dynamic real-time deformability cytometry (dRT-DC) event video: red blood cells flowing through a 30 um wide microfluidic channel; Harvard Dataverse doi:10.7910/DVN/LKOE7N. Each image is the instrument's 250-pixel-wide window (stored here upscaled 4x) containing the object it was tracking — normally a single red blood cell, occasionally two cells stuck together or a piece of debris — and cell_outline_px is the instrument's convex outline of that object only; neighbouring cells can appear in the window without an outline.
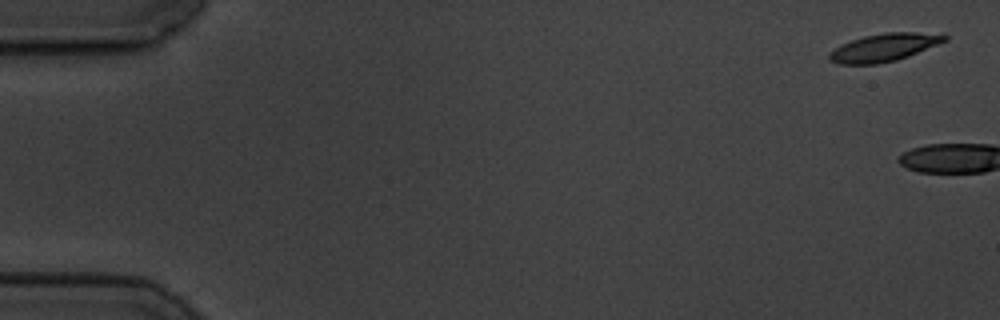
{"species": "common noctule bat (a hibernating species)", "species_latin": "Nyctalus noctula", "temperature_condition": "cold", "stored_images_in_passage": 6, "camera_frame_rate_fps": 3000, "um_per_image_px": 0.085, "animal": {"sex": "male", "body_mass_g": 19.5, "forearm_length_mm": 54.6}, "frame": {"image": 1, "passage_image": 1, "time_ms": 0.0, "image_size_px": [1000, 320], "cell_outline_px": [[948, 40], [908, 56], [896, 60], [876, 64], [840, 64], [828, 60], [828, 52], [840, 44], [864, 36], [884, 32], [944, 32], [948, 36]], "centroid_in_image_um": [75.17, 4.01], "position_along_channel_um": 9.8, "area_um2": 19.02}}
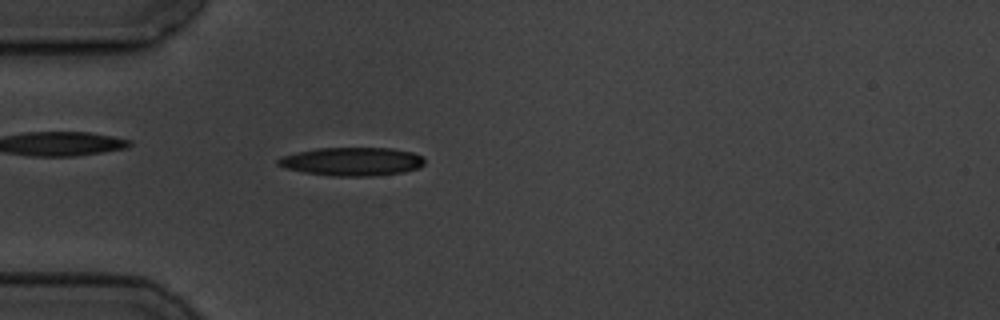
{"frame": {"image": 2, "passage_image": 6, "time_ms": 6.0, "image_size_px": [1000, 320], "cell_outline_px": [[424, 164], [416, 168], [404, 172], [372, 176], [336, 176], [304, 172], [284, 168], [276, 164], [276, 160], [280, 156], [296, 152], [316, 148], [392, 148], [412, 152], [424, 156]], "centroid_in_image_um": [29.89, 13.72], "position_along_channel_um": 55.1, "area_um2": 24.39}}